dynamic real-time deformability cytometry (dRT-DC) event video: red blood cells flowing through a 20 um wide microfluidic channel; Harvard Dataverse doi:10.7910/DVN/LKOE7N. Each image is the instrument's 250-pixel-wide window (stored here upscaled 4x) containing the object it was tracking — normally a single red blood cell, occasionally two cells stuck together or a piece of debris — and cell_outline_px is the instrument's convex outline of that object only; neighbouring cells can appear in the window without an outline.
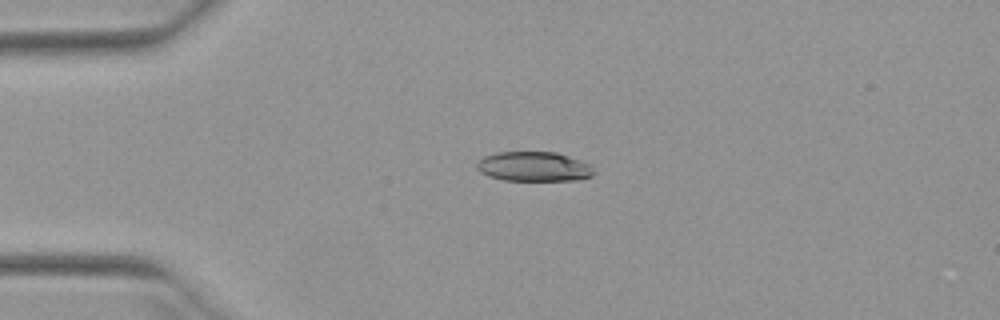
{"species": "Egyptian fruit bat (a non-hibernating species)", "species_latin": "Rousettus aegyptiacus", "temperature_condition": "warm", "stored_images_in_passage": 40, "camera_frame_rate_fps": 3000, "um_per_image_px": 0.085, "animal": {"sex": "female"}, "frame": {"image": 1, "passage_image": 1, "time_ms": 0.0, "image_size_px": [1000, 320], "cell_outline_px": [[596, 172], [592, 176], [576, 180], [504, 180], [488, 176], [480, 172], [476, 168], [476, 164], [484, 156], [496, 152], [556, 152], [580, 160], [588, 164]], "centroid_in_image_um": [45.36, 14.16], "position_along_channel_um": 39.6, "area_um2": 20.17}}
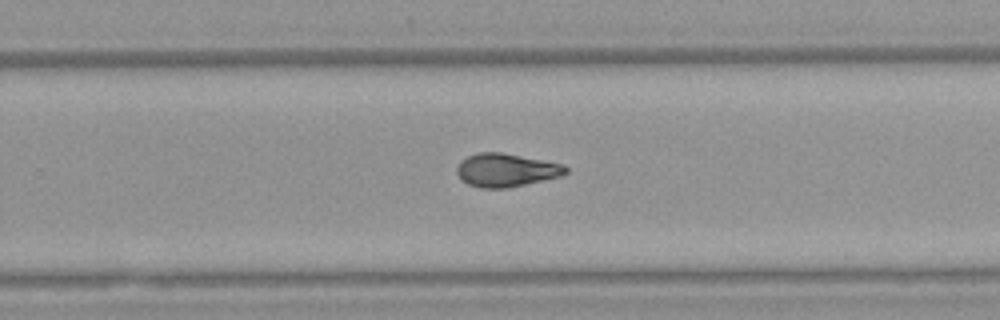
{"frame": {"image": 2, "passage_image": 22, "time_ms": 7.0, "image_size_px": [1000, 320], "cell_outline_px": [[568, 172], [560, 176], [508, 188], [480, 188], [468, 184], [456, 172], [456, 168], [460, 160], [468, 156], [480, 152], [500, 152], [564, 164], [568, 168]], "centroid_in_image_um": [43.02, 14.46], "position_along_channel_um": 286.8, "area_um2": 20.98}}
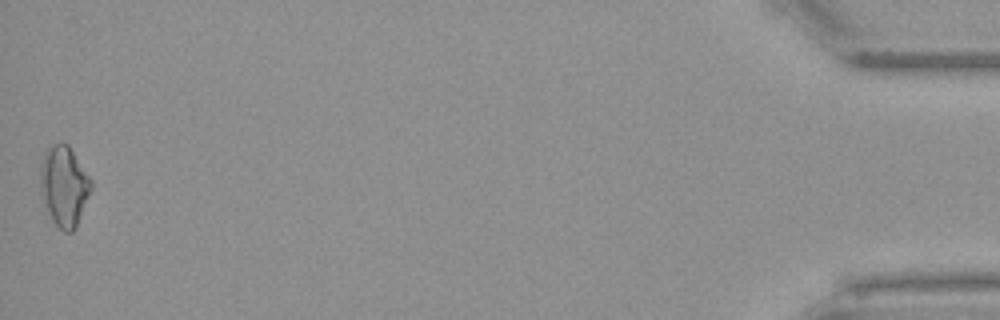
{"frame": {"image": 3, "passage_image": 40, "time_ms": 13.0, "image_size_px": [1000, 320], "cell_outline_px": [[92, 188], [76, 224], [72, 232], [64, 232], [52, 220], [40, 196], [40, 168], [44, 152], [48, 144], [68, 144], [92, 180]], "centroid_in_image_um": [5.41, 15.78], "position_along_channel_um": 429.8, "area_um2": 23.64}, "authors_computed_cell_mechanics": {"area_um2": 21.0103, "velocity_mm_per_s": 3.9762, "shape_relaxation_time_tau1_ms": null, "shape_relaxation_time_tau2_ms": 3.8473, "deformation_change_tau1": null, "deformation_change_tau2": 0.1069}}